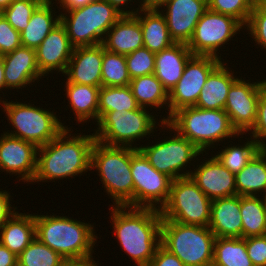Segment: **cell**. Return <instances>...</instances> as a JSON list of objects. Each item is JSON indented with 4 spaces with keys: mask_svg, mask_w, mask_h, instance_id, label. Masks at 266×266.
<instances>
[{
    "mask_svg": "<svg viewBox=\"0 0 266 266\" xmlns=\"http://www.w3.org/2000/svg\"><path fill=\"white\" fill-rule=\"evenodd\" d=\"M208 157L210 158L201 156L203 162L196 163L190 178L210 200L237 195L235 174L230 172L213 153Z\"/></svg>",
    "mask_w": 266,
    "mask_h": 266,
    "instance_id": "ac0fdd59",
    "label": "cell"
},
{
    "mask_svg": "<svg viewBox=\"0 0 266 266\" xmlns=\"http://www.w3.org/2000/svg\"><path fill=\"white\" fill-rule=\"evenodd\" d=\"M105 1H107L111 6L115 7L123 15H134L138 12V9L137 8L134 9V6H132L133 8L128 6V4H130L131 6L132 3H135L136 2L135 0L134 1L133 0H105ZM127 8H131V9L128 10Z\"/></svg>",
    "mask_w": 266,
    "mask_h": 266,
    "instance_id": "7dc6e473",
    "label": "cell"
},
{
    "mask_svg": "<svg viewBox=\"0 0 266 266\" xmlns=\"http://www.w3.org/2000/svg\"><path fill=\"white\" fill-rule=\"evenodd\" d=\"M64 91L69 108L78 124H86L90 119L98 122V101L100 87L65 82Z\"/></svg>",
    "mask_w": 266,
    "mask_h": 266,
    "instance_id": "f1b7e54d",
    "label": "cell"
},
{
    "mask_svg": "<svg viewBox=\"0 0 266 266\" xmlns=\"http://www.w3.org/2000/svg\"><path fill=\"white\" fill-rule=\"evenodd\" d=\"M235 181L239 196L264 195L266 191V149H260L247 165L235 174Z\"/></svg>",
    "mask_w": 266,
    "mask_h": 266,
    "instance_id": "4dcf8cb0",
    "label": "cell"
},
{
    "mask_svg": "<svg viewBox=\"0 0 266 266\" xmlns=\"http://www.w3.org/2000/svg\"><path fill=\"white\" fill-rule=\"evenodd\" d=\"M212 266H253L245 238L216 237Z\"/></svg>",
    "mask_w": 266,
    "mask_h": 266,
    "instance_id": "d6a6232c",
    "label": "cell"
},
{
    "mask_svg": "<svg viewBox=\"0 0 266 266\" xmlns=\"http://www.w3.org/2000/svg\"><path fill=\"white\" fill-rule=\"evenodd\" d=\"M65 260L36 237L18 256L21 266H61Z\"/></svg>",
    "mask_w": 266,
    "mask_h": 266,
    "instance_id": "8d00e7d4",
    "label": "cell"
},
{
    "mask_svg": "<svg viewBox=\"0 0 266 266\" xmlns=\"http://www.w3.org/2000/svg\"><path fill=\"white\" fill-rule=\"evenodd\" d=\"M248 132L260 149H266V88L259 96L256 121Z\"/></svg>",
    "mask_w": 266,
    "mask_h": 266,
    "instance_id": "b9f144b4",
    "label": "cell"
},
{
    "mask_svg": "<svg viewBox=\"0 0 266 266\" xmlns=\"http://www.w3.org/2000/svg\"><path fill=\"white\" fill-rule=\"evenodd\" d=\"M149 110L140 107L128 112L123 110L105 113L96 124L98 126L94 130L96 140L109 146H128L138 149L137 141H142L144 137L153 138L152 135L158 131V126L163 124L162 119L156 118L159 115H154L155 111L150 113Z\"/></svg>",
    "mask_w": 266,
    "mask_h": 266,
    "instance_id": "ba28073f",
    "label": "cell"
},
{
    "mask_svg": "<svg viewBox=\"0 0 266 266\" xmlns=\"http://www.w3.org/2000/svg\"><path fill=\"white\" fill-rule=\"evenodd\" d=\"M5 91V78H4V63H3V55H0V93L2 92L4 96L3 100L5 99V94L2 91ZM2 97H0V101L2 100Z\"/></svg>",
    "mask_w": 266,
    "mask_h": 266,
    "instance_id": "f5cc1de1",
    "label": "cell"
},
{
    "mask_svg": "<svg viewBox=\"0 0 266 266\" xmlns=\"http://www.w3.org/2000/svg\"><path fill=\"white\" fill-rule=\"evenodd\" d=\"M108 51L127 55L143 47V34L135 15H122L108 30L102 42Z\"/></svg>",
    "mask_w": 266,
    "mask_h": 266,
    "instance_id": "cb8c5ba5",
    "label": "cell"
},
{
    "mask_svg": "<svg viewBox=\"0 0 266 266\" xmlns=\"http://www.w3.org/2000/svg\"><path fill=\"white\" fill-rule=\"evenodd\" d=\"M242 238L266 235V200L263 196H240Z\"/></svg>",
    "mask_w": 266,
    "mask_h": 266,
    "instance_id": "1f68e13d",
    "label": "cell"
},
{
    "mask_svg": "<svg viewBox=\"0 0 266 266\" xmlns=\"http://www.w3.org/2000/svg\"><path fill=\"white\" fill-rule=\"evenodd\" d=\"M245 242L253 266H266V235L247 237Z\"/></svg>",
    "mask_w": 266,
    "mask_h": 266,
    "instance_id": "ee69618b",
    "label": "cell"
},
{
    "mask_svg": "<svg viewBox=\"0 0 266 266\" xmlns=\"http://www.w3.org/2000/svg\"><path fill=\"white\" fill-rule=\"evenodd\" d=\"M212 200L190 178L172 180L166 204L160 210L162 220L209 226Z\"/></svg>",
    "mask_w": 266,
    "mask_h": 266,
    "instance_id": "8fae6325",
    "label": "cell"
},
{
    "mask_svg": "<svg viewBox=\"0 0 266 266\" xmlns=\"http://www.w3.org/2000/svg\"><path fill=\"white\" fill-rule=\"evenodd\" d=\"M20 46V33L0 13V55L12 52Z\"/></svg>",
    "mask_w": 266,
    "mask_h": 266,
    "instance_id": "7bdbcfd3",
    "label": "cell"
},
{
    "mask_svg": "<svg viewBox=\"0 0 266 266\" xmlns=\"http://www.w3.org/2000/svg\"><path fill=\"white\" fill-rule=\"evenodd\" d=\"M166 123L204 152L206 157L209 155L207 151L211 148L213 151V148L216 149L215 146L221 145L219 142L224 141L225 144L226 140H234L244 135L239 134L232 126L224 110L185 107L174 112Z\"/></svg>",
    "mask_w": 266,
    "mask_h": 266,
    "instance_id": "277c9868",
    "label": "cell"
},
{
    "mask_svg": "<svg viewBox=\"0 0 266 266\" xmlns=\"http://www.w3.org/2000/svg\"><path fill=\"white\" fill-rule=\"evenodd\" d=\"M6 190L0 189V229L5 222L18 210L17 206H12L13 196ZM12 199V200H11ZM11 203V204H10Z\"/></svg>",
    "mask_w": 266,
    "mask_h": 266,
    "instance_id": "bcb514c9",
    "label": "cell"
},
{
    "mask_svg": "<svg viewBox=\"0 0 266 266\" xmlns=\"http://www.w3.org/2000/svg\"><path fill=\"white\" fill-rule=\"evenodd\" d=\"M223 59L208 76L196 102L195 107L206 110H224L228 91L239 78ZM227 64V65H226ZM228 67V68H227Z\"/></svg>",
    "mask_w": 266,
    "mask_h": 266,
    "instance_id": "603a6c76",
    "label": "cell"
},
{
    "mask_svg": "<svg viewBox=\"0 0 266 266\" xmlns=\"http://www.w3.org/2000/svg\"><path fill=\"white\" fill-rule=\"evenodd\" d=\"M192 56L188 46L182 43H174L169 48L155 53L154 74L168 93L176 86Z\"/></svg>",
    "mask_w": 266,
    "mask_h": 266,
    "instance_id": "d4e9b609",
    "label": "cell"
},
{
    "mask_svg": "<svg viewBox=\"0 0 266 266\" xmlns=\"http://www.w3.org/2000/svg\"><path fill=\"white\" fill-rule=\"evenodd\" d=\"M73 49L66 29L60 22L35 49L40 72L44 76L56 72L57 74H64L72 57Z\"/></svg>",
    "mask_w": 266,
    "mask_h": 266,
    "instance_id": "d6986e66",
    "label": "cell"
},
{
    "mask_svg": "<svg viewBox=\"0 0 266 266\" xmlns=\"http://www.w3.org/2000/svg\"><path fill=\"white\" fill-rule=\"evenodd\" d=\"M207 9V0H166L159 11L165 16L172 40L187 45Z\"/></svg>",
    "mask_w": 266,
    "mask_h": 266,
    "instance_id": "e0dca14e",
    "label": "cell"
},
{
    "mask_svg": "<svg viewBox=\"0 0 266 266\" xmlns=\"http://www.w3.org/2000/svg\"><path fill=\"white\" fill-rule=\"evenodd\" d=\"M54 3L57 2L44 0L32 13L28 25L20 32L22 46L36 49L49 32L60 23V10L58 8L55 12Z\"/></svg>",
    "mask_w": 266,
    "mask_h": 266,
    "instance_id": "4316f807",
    "label": "cell"
},
{
    "mask_svg": "<svg viewBox=\"0 0 266 266\" xmlns=\"http://www.w3.org/2000/svg\"><path fill=\"white\" fill-rule=\"evenodd\" d=\"M213 56L193 55L176 86L169 92V117L179 109L196 105L210 73L222 62Z\"/></svg>",
    "mask_w": 266,
    "mask_h": 266,
    "instance_id": "5bb4252c",
    "label": "cell"
},
{
    "mask_svg": "<svg viewBox=\"0 0 266 266\" xmlns=\"http://www.w3.org/2000/svg\"><path fill=\"white\" fill-rule=\"evenodd\" d=\"M18 263V256L0 243V266H13Z\"/></svg>",
    "mask_w": 266,
    "mask_h": 266,
    "instance_id": "681fc988",
    "label": "cell"
},
{
    "mask_svg": "<svg viewBox=\"0 0 266 266\" xmlns=\"http://www.w3.org/2000/svg\"><path fill=\"white\" fill-rule=\"evenodd\" d=\"M238 78L229 88L224 111L239 134H247L254 126L261 92L266 88V78L251 82Z\"/></svg>",
    "mask_w": 266,
    "mask_h": 266,
    "instance_id": "9a60e30c",
    "label": "cell"
},
{
    "mask_svg": "<svg viewBox=\"0 0 266 266\" xmlns=\"http://www.w3.org/2000/svg\"><path fill=\"white\" fill-rule=\"evenodd\" d=\"M243 28L237 19L207 9L196 24L187 46L193 55L213 56L222 60L219 52L220 49L225 50L221 47L224 49L225 44H230L227 42L233 41Z\"/></svg>",
    "mask_w": 266,
    "mask_h": 266,
    "instance_id": "7c38bea8",
    "label": "cell"
},
{
    "mask_svg": "<svg viewBox=\"0 0 266 266\" xmlns=\"http://www.w3.org/2000/svg\"><path fill=\"white\" fill-rule=\"evenodd\" d=\"M208 227L216 237L242 238L240 196L212 200Z\"/></svg>",
    "mask_w": 266,
    "mask_h": 266,
    "instance_id": "7402d4cb",
    "label": "cell"
},
{
    "mask_svg": "<svg viewBox=\"0 0 266 266\" xmlns=\"http://www.w3.org/2000/svg\"><path fill=\"white\" fill-rule=\"evenodd\" d=\"M253 9H266V0H254Z\"/></svg>",
    "mask_w": 266,
    "mask_h": 266,
    "instance_id": "db71d44e",
    "label": "cell"
},
{
    "mask_svg": "<svg viewBox=\"0 0 266 266\" xmlns=\"http://www.w3.org/2000/svg\"><path fill=\"white\" fill-rule=\"evenodd\" d=\"M262 196L266 200V191H265L264 195H262Z\"/></svg>",
    "mask_w": 266,
    "mask_h": 266,
    "instance_id": "9f6ffc18",
    "label": "cell"
},
{
    "mask_svg": "<svg viewBox=\"0 0 266 266\" xmlns=\"http://www.w3.org/2000/svg\"><path fill=\"white\" fill-rule=\"evenodd\" d=\"M13 0H0V12L7 8Z\"/></svg>",
    "mask_w": 266,
    "mask_h": 266,
    "instance_id": "11a10c76",
    "label": "cell"
},
{
    "mask_svg": "<svg viewBox=\"0 0 266 266\" xmlns=\"http://www.w3.org/2000/svg\"><path fill=\"white\" fill-rule=\"evenodd\" d=\"M98 120L110 111H131L139 109L131 87L128 86H102L99 90Z\"/></svg>",
    "mask_w": 266,
    "mask_h": 266,
    "instance_id": "836d02e7",
    "label": "cell"
},
{
    "mask_svg": "<svg viewBox=\"0 0 266 266\" xmlns=\"http://www.w3.org/2000/svg\"><path fill=\"white\" fill-rule=\"evenodd\" d=\"M253 38L255 45L266 50V9H253L249 16L244 31Z\"/></svg>",
    "mask_w": 266,
    "mask_h": 266,
    "instance_id": "60d3db41",
    "label": "cell"
},
{
    "mask_svg": "<svg viewBox=\"0 0 266 266\" xmlns=\"http://www.w3.org/2000/svg\"><path fill=\"white\" fill-rule=\"evenodd\" d=\"M131 175L134 183L133 207L161 210L169 198L172 179L157 171L134 147H131Z\"/></svg>",
    "mask_w": 266,
    "mask_h": 266,
    "instance_id": "4fadbf2b",
    "label": "cell"
},
{
    "mask_svg": "<svg viewBox=\"0 0 266 266\" xmlns=\"http://www.w3.org/2000/svg\"><path fill=\"white\" fill-rule=\"evenodd\" d=\"M138 11H153L161 10L166 0H137Z\"/></svg>",
    "mask_w": 266,
    "mask_h": 266,
    "instance_id": "f907efd6",
    "label": "cell"
},
{
    "mask_svg": "<svg viewBox=\"0 0 266 266\" xmlns=\"http://www.w3.org/2000/svg\"><path fill=\"white\" fill-rule=\"evenodd\" d=\"M208 9L237 19L244 27L254 8V0H207Z\"/></svg>",
    "mask_w": 266,
    "mask_h": 266,
    "instance_id": "f35d334b",
    "label": "cell"
},
{
    "mask_svg": "<svg viewBox=\"0 0 266 266\" xmlns=\"http://www.w3.org/2000/svg\"><path fill=\"white\" fill-rule=\"evenodd\" d=\"M5 90L22 89L45 78L40 72L35 49L20 46L12 52L3 55ZM43 76V77H42ZM42 77V78H41ZM33 83V84H32Z\"/></svg>",
    "mask_w": 266,
    "mask_h": 266,
    "instance_id": "ffe728a7",
    "label": "cell"
},
{
    "mask_svg": "<svg viewBox=\"0 0 266 266\" xmlns=\"http://www.w3.org/2000/svg\"><path fill=\"white\" fill-rule=\"evenodd\" d=\"M44 0H13L1 14L12 25V27L22 32L28 25L32 13Z\"/></svg>",
    "mask_w": 266,
    "mask_h": 266,
    "instance_id": "74e56055",
    "label": "cell"
},
{
    "mask_svg": "<svg viewBox=\"0 0 266 266\" xmlns=\"http://www.w3.org/2000/svg\"><path fill=\"white\" fill-rule=\"evenodd\" d=\"M63 129L53 140L38 147L36 174L32 184L73 179L91 171V151L96 141L94 133H74ZM49 180V181H48Z\"/></svg>",
    "mask_w": 266,
    "mask_h": 266,
    "instance_id": "6da1fadb",
    "label": "cell"
},
{
    "mask_svg": "<svg viewBox=\"0 0 266 266\" xmlns=\"http://www.w3.org/2000/svg\"><path fill=\"white\" fill-rule=\"evenodd\" d=\"M35 213H15L0 229V243L19 256L35 238Z\"/></svg>",
    "mask_w": 266,
    "mask_h": 266,
    "instance_id": "484cf974",
    "label": "cell"
},
{
    "mask_svg": "<svg viewBox=\"0 0 266 266\" xmlns=\"http://www.w3.org/2000/svg\"><path fill=\"white\" fill-rule=\"evenodd\" d=\"M102 86H128L129 77L125 55L104 48L101 68Z\"/></svg>",
    "mask_w": 266,
    "mask_h": 266,
    "instance_id": "d590c367",
    "label": "cell"
},
{
    "mask_svg": "<svg viewBox=\"0 0 266 266\" xmlns=\"http://www.w3.org/2000/svg\"><path fill=\"white\" fill-rule=\"evenodd\" d=\"M159 128H161L159 129V134L162 131H169L170 136H164V139L162 140L156 139L151 140L152 142L150 141V143L146 142L147 145H139L138 149L144 154L149 163L157 171L167 175L172 180L190 176V173L192 171L190 166H195L191 163V161H194L195 159L196 160L194 161V163L196 161H199V155L202 154V156H204V152H201L192 142L187 140L185 137L179 135L166 122H163V124L159 126ZM188 167L190 168V170Z\"/></svg>",
    "mask_w": 266,
    "mask_h": 266,
    "instance_id": "30bf717a",
    "label": "cell"
},
{
    "mask_svg": "<svg viewBox=\"0 0 266 266\" xmlns=\"http://www.w3.org/2000/svg\"><path fill=\"white\" fill-rule=\"evenodd\" d=\"M47 214H35V236L40 242L66 260L93 256L94 246H98L95 223H85L62 213L61 216Z\"/></svg>",
    "mask_w": 266,
    "mask_h": 266,
    "instance_id": "3957f363",
    "label": "cell"
},
{
    "mask_svg": "<svg viewBox=\"0 0 266 266\" xmlns=\"http://www.w3.org/2000/svg\"><path fill=\"white\" fill-rule=\"evenodd\" d=\"M90 169L97 171L102 188L114 206L133 207L131 147L109 146L96 140L91 151Z\"/></svg>",
    "mask_w": 266,
    "mask_h": 266,
    "instance_id": "5b68a950",
    "label": "cell"
},
{
    "mask_svg": "<svg viewBox=\"0 0 266 266\" xmlns=\"http://www.w3.org/2000/svg\"><path fill=\"white\" fill-rule=\"evenodd\" d=\"M104 46L75 47L65 73L66 82L102 87Z\"/></svg>",
    "mask_w": 266,
    "mask_h": 266,
    "instance_id": "44dd1931",
    "label": "cell"
},
{
    "mask_svg": "<svg viewBox=\"0 0 266 266\" xmlns=\"http://www.w3.org/2000/svg\"><path fill=\"white\" fill-rule=\"evenodd\" d=\"M129 86L140 107H150V111L156 109V113L160 108L168 110L165 111L167 116L161 115L159 118L163 117V122L169 119V93L154 73L131 79Z\"/></svg>",
    "mask_w": 266,
    "mask_h": 266,
    "instance_id": "83f0119b",
    "label": "cell"
},
{
    "mask_svg": "<svg viewBox=\"0 0 266 266\" xmlns=\"http://www.w3.org/2000/svg\"><path fill=\"white\" fill-rule=\"evenodd\" d=\"M109 209L113 236L132 259L129 261L137 266H148L160 245V210L114 205Z\"/></svg>",
    "mask_w": 266,
    "mask_h": 266,
    "instance_id": "7a4b0ae2",
    "label": "cell"
},
{
    "mask_svg": "<svg viewBox=\"0 0 266 266\" xmlns=\"http://www.w3.org/2000/svg\"><path fill=\"white\" fill-rule=\"evenodd\" d=\"M244 144H235L228 142V146H222L220 151L218 150L215 154L217 159L232 173L236 174L240 172L247 163L255 156V154L260 150L258 144L250 136ZM250 141H249V140ZM235 145V146H234Z\"/></svg>",
    "mask_w": 266,
    "mask_h": 266,
    "instance_id": "e575fe53",
    "label": "cell"
},
{
    "mask_svg": "<svg viewBox=\"0 0 266 266\" xmlns=\"http://www.w3.org/2000/svg\"><path fill=\"white\" fill-rule=\"evenodd\" d=\"M148 266H185L173 253L165 249L161 244L156 249L155 255Z\"/></svg>",
    "mask_w": 266,
    "mask_h": 266,
    "instance_id": "f6af8a7d",
    "label": "cell"
},
{
    "mask_svg": "<svg viewBox=\"0 0 266 266\" xmlns=\"http://www.w3.org/2000/svg\"><path fill=\"white\" fill-rule=\"evenodd\" d=\"M215 239L208 226L161 221L160 244L185 266H211Z\"/></svg>",
    "mask_w": 266,
    "mask_h": 266,
    "instance_id": "52a82bcc",
    "label": "cell"
},
{
    "mask_svg": "<svg viewBox=\"0 0 266 266\" xmlns=\"http://www.w3.org/2000/svg\"><path fill=\"white\" fill-rule=\"evenodd\" d=\"M134 15L141 25L143 47L158 53L175 43L170 36L165 16L159 10L138 11Z\"/></svg>",
    "mask_w": 266,
    "mask_h": 266,
    "instance_id": "f546056e",
    "label": "cell"
},
{
    "mask_svg": "<svg viewBox=\"0 0 266 266\" xmlns=\"http://www.w3.org/2000/svg\"><path fill=\"white\" fill-rule=\"evenodd\" d=\"M123 14L105 0H93L84 7L60 11L71 45L75 47L102 44L108 30Z\"/></svg>",
    "mask_w": 266,
    "mask_h": 266,
    "instance_id": "9c48e42d",
    "label": "cell"
},
{
    "mask_svg": "<svg viewBox=\"0 0 266 266\" xmlns=\"http://www.w3.org/2000/svg\"><path fill=\"white\" fill-rule=\"evenodd\" d=\"M129 77H136L153 74L155 72V53L142 47L130 54L125 55Z\"/></svg>",
    "mask_w": 266,
    "mask_h": 266,
    "instance_id": "ab89813d",
    "label": "cell"
},
{
    "mask_svg": "<svg viewBox=\"0 0 266 266\" xmlns=\"http://www.w3.org/2000/svg\"><path fill=\"white\" fill-rule=\"evenodd\" d=\"M38 147L28 141L8 135H0V172L18 175L17 182L32 183L37 167ZM12 174V175H11Z\"/></svg>",
    "mask_w": 266,
    "mask_h": 266,
    "instance_id": "2e32d148",
    "label": "cell"
},
{
    "mask_svg": "<svg viewBox=\"0 0 266 266\" xmlns=\"http://www.w3.org/2000/svg\"><path fill=\"white\" fill-rule=\"evenodd\" d=\"M100 263H96L93 256L83 259H68L65 260L61 266H98Z\"/></svg>",
    "mask_w": 266,
    "mask_h": 266,
    "instance_id": "816d5d0a",
    "label": "cell"
},
{
    "mask_svg": "<svg viewBox=\"0 0 266 266\" xmlns=\"http://www.w3.org/2000/svg\"><path fill=\"white\" fill-rule=\"evenodd\" d=\"M6 100V101H5ZM1 100L2 111L7 117V122L13 130L4 133L31 142L41 147L53 140L63 129L69 125L61 122L54 110L37 107L30 102ZM50 110V111H49Z\"/></svg>",
    "mask_w": 266,
    "mask_h": 266,
    "instance_id": "8992f818",
    "label": "cell"
},
{
    "mask_svg": "<svg viewBox=\"0 0 266 266\" xmlns=\"http://www.w3.org/2000/svg\"><path fill=\"white\" fill-rule=\"evenodd\" d=\"M58 2L59 6L56 4L59 10L62 9L63 12H67L76 8L84 7L93 0H54Z\"/></svg>",
    "mask_w": 266,
    "mask_h": 266,
    "instance_id": "c3c4849f",
    "label": "cell"
}]
</instances>
